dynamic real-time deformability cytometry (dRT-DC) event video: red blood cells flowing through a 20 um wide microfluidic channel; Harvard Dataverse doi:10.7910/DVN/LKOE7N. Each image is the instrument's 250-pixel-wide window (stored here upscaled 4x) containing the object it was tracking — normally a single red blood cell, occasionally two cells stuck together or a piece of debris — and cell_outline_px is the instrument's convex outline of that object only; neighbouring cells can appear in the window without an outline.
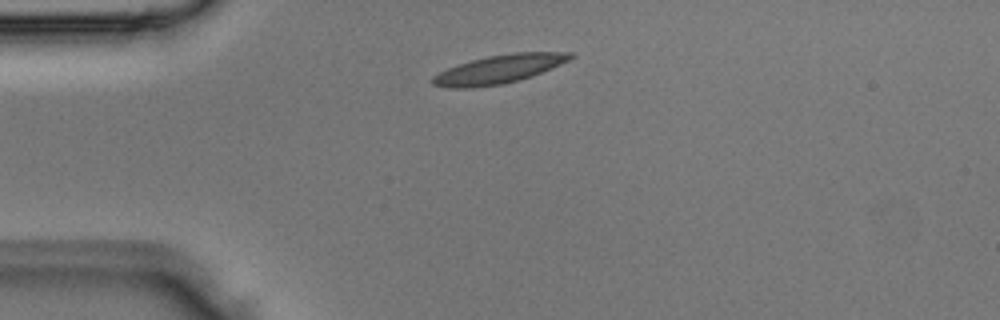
{"species": "Egyptian fruit bat (a non-hibernating species)", "species_latin": "Rousettus aegyptiacus", "temperature_condition": "room temperature", "stored_images_in_passage": 1, "camera_frame_rate_fps": 3000, "um_per_image_px": 0.085, "animal": {"sex": "male"}, "frame": {"image": 1, "passage_image": 1, "time_ms": 0.0, "image_size_px": [1000, 320], "cell_outline_px": [[576, 56], [560, 64], [532, 76], [520, 80], [504, 84], [472, 88], [448, 88], [432, 84], [432, 76], [448, 68], [472, 60], [488, 56], [516, 52], [572, 52]], "centroid_in_image_um": [42.42, 5.89], "position_along_channel_um": 42.6, "area_um2": 22.77}}